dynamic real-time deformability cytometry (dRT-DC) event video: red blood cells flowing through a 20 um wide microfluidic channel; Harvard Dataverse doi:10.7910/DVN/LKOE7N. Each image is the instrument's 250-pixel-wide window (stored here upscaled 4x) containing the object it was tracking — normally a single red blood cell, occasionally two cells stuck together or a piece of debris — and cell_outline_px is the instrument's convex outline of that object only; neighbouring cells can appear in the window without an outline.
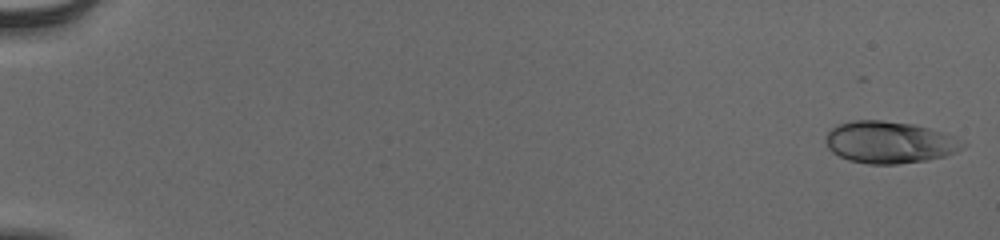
{"species": "human", "species_latin": "Homo sapiens", "temperature_condition": "cold", "stored_images_in_passage": 20, "camera_frame_rate_fps": 3000, "um_per_image_px": 0.085, "donor": {"sex": "male"}, "frame": {"image": 1, "passage_image": 1, "time_ms": 0.0, "image_size_px": [1000, 240], "cell_outline_px": [[968, 144], [956, 152], [944, 156], [928, 160], [896, 164], [868, 164], [848, 160], [832, 152], [828, 148], [828, 132], [832, 128], [840, 124], [852, 120], [880, 120], [912, 124], [944, 132]], "centroid_in_image_um": [75.63, 12.1], "position_along_channel_um": 9.4, "area_um2": 33.23}}
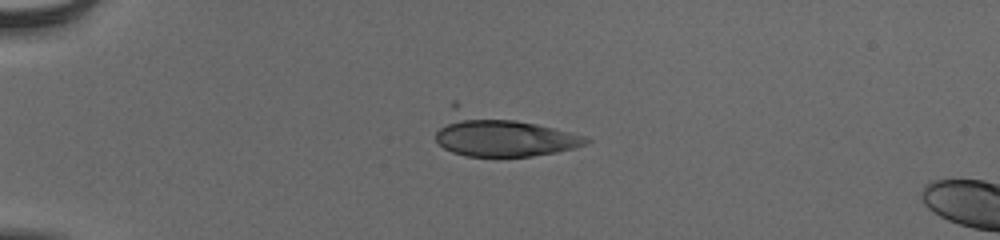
{"frame": {"image": 2, "passage_image": 15, "time_ms": 4.667, "image_size_px": [1000, 240], "cell_outline_px": [[592, 140], [588, 144], [576, 148], [556, 152], [532, 156], [468, 156], [452, 152], [444, 148], [436, 140], [436, 132], [452, 100], [456, 100], [584, 136]], "centroid_in_image_um": [42.5, 11.38], "position_along_channel_um": 42.5, "area_um2": 38.67}}